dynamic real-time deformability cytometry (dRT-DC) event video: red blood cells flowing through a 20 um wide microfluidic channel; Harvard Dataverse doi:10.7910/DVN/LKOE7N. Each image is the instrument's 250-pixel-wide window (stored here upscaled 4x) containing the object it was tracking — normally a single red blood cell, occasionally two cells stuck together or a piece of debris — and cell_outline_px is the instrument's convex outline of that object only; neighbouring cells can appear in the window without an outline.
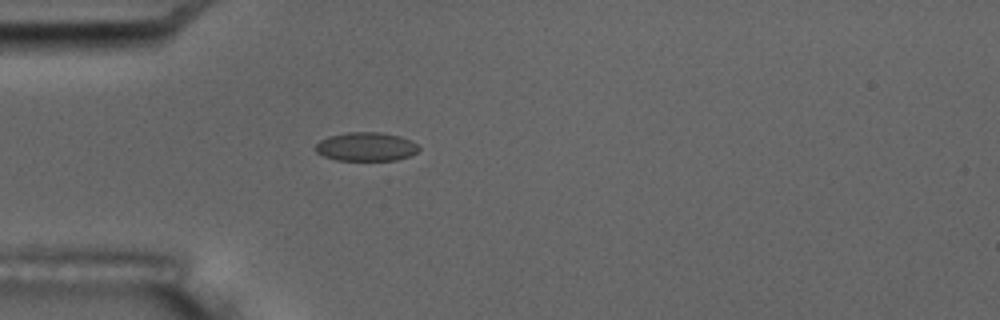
{"species": "common noctule bat (a hibernating species)", "species_latin": "Nyctalus noctula", "temperature_condition": "room temperature", "stored_images_in_passage": 4, "camera_frame_rate_fps": 3000, "um_per_image_px": 0.085, "animal": {"sex": "male", "body_mass_g": 17.5, "forearm_length_mm": 52.3}, "frame": {"image": 1, "passage_image": 4, "time_ms": 4.333, "image_size_px": [1000, 320], "cell_outline_px": [[420, 148], [416, 152], [408, 156], [396, 160], [336, 160], [324, 156], [316, 152], [312, 148], [320, 140], [328, 136], [348, 132], [380, 132], [400, 136], [412, 140]], "centroid_in_image_um": [31.08, 12.46], "position_along_channel_um": 53.9, "area_um2": 17.4}}